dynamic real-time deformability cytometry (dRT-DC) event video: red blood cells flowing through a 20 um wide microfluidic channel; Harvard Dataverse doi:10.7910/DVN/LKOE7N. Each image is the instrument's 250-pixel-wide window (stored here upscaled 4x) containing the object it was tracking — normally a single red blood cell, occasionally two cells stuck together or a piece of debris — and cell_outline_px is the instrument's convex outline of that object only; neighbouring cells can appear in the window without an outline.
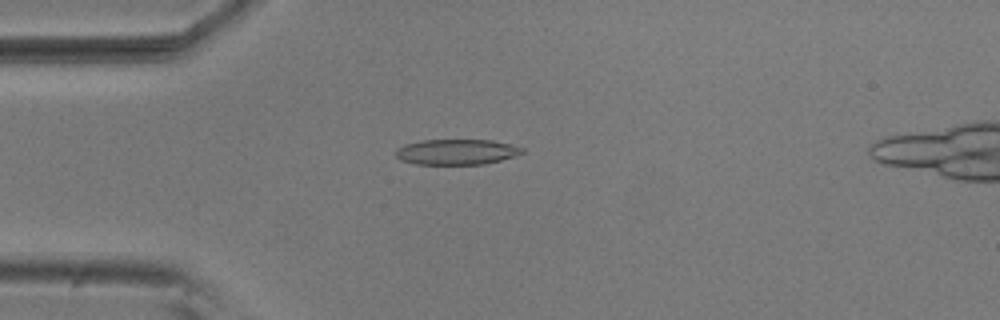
{"species": "common noctule bat (a hibernating species)", "species_latin": "Nyctalus noctula", "temperature_condition": "room temperature", "stored_images_in_passage": 54, "camera_frame_rate_fps": 3000, "um_per_image_px": 0.085, "animal": {"sex": "male", "body_mass_g": 20.5, "forearm_length_mm": 52.5}, "frame": {"image": 1, "passage_image": 14, "time_ms": 4.333, "image_size_px": [1000, 320], "cell_outline_px": [[524, 152], [500, 160], [484, 164], [416, 164], [400, 160], [396, 156], [396, 148], [404, 144], [424, 140], [492, 140], [524, 148]], "centroid_in_image_um": [38.76, 12.91], "position_along_channel_um": 46.2, "area_um2": 18.61}}
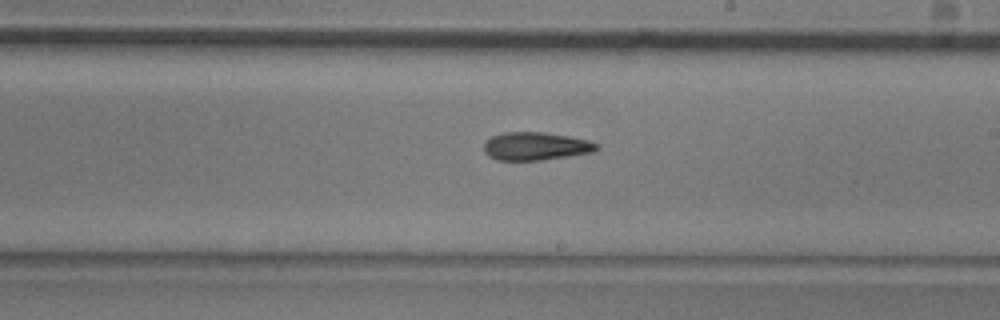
{"frame": {"image": 2, "passage_image": 31, "time_ms": 10.0, "image_size_px": [1000, 320], "cell_outline_px": [[600, 148], [596, 152], [544, 160], [496, 160], [488, 156], [484, 152], [484, 140], [492, 136], [504, 132], [544, 132], [568, 136], [588, 140], [600, 144]], "centroid_in_image_um": [45.56, 12.43], "position_along_channel_um": 243.4, "area_um2": 18.79}}
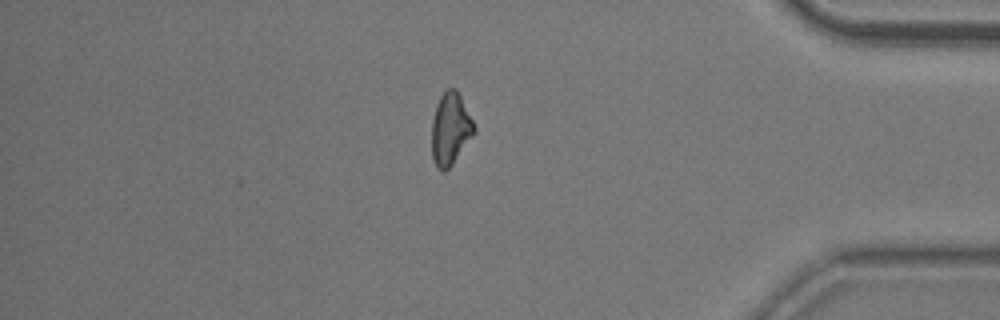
{"frame": {"image": 3, "passage_image": 46, "time_ms": 15.0, "image_size_px": [1000, 320], "cell_outline_px": [[476, 128], [472, 136], [452, 164], [444, 172], [440, 172], [436, 168], [432, 160], [432, 120], [436, 104], [440, 96], [448, 88], [456, 88]], "centroid_in_image_um": [38.25, 10.98], "position_along_channel_um": 396.9, "area_um2": 17.69}}